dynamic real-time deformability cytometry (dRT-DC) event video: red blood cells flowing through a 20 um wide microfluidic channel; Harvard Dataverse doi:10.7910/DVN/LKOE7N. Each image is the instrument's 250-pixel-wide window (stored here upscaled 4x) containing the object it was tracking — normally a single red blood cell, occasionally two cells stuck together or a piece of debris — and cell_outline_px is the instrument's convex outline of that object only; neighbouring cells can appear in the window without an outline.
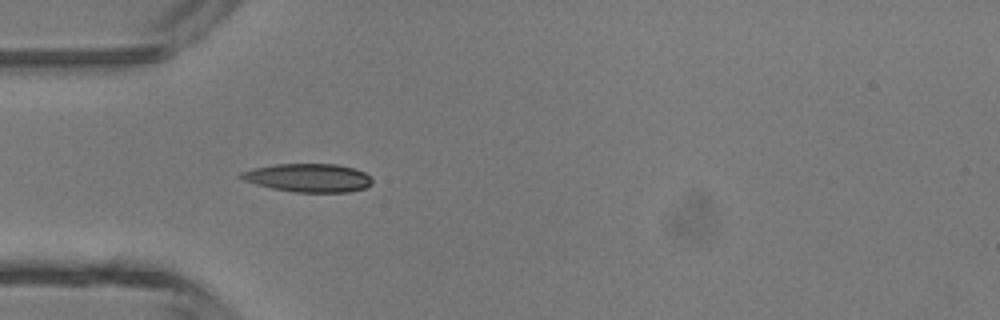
{"species": "common noctule bat (a hibernating species)", "species_latin": "Nyctalus noctula", "temperature_condition": "room temperature", "stored_images_in_passage": 3, "camera_frame_rate_fps": 3000, "um_per_image_px": 0.085, "animal": {"sex": "male", "body_mass_g": 13.3}, "frame": {"image": 1, "passage_image": 3, "time_ms": 0.667, "image_size_px": [1000, 320], "cell_outline_px": [[372, 184], [364, 188], [348, 192], [292, 192], [272, 188], [256, 184], [244, 180], [236, 176], [240, 172], [252, 168], [276, 164], [336, 164], [356, 168], [364, 172], [372, 180]], "centroid_in_image_um": [26.18, 15.11], "position_along_channel_um": 58.8, "area_um2": 21.79}}